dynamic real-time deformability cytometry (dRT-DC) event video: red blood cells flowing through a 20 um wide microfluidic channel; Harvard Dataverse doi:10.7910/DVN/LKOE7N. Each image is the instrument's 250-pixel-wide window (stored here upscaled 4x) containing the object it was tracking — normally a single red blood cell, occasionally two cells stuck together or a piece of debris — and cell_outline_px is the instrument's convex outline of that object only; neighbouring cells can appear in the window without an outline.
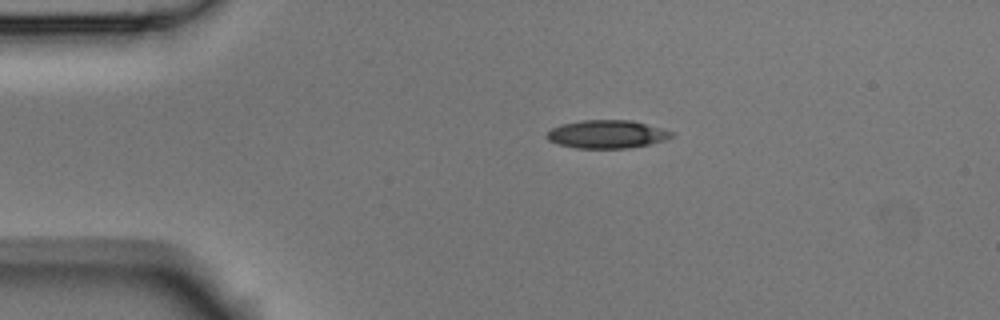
{"species": "Egyptian fruit bat (a non-hibernating species)", "species_latin": "Rousettus aegyptiacus", "temperature_condition": "room temperature", "stored_images_in_passage": 2, "camera_frame_rate_fps": 3000, "um_per_image_px": 0.085, "animal": {"sex": "male"}, "frame": {"image": 1, "passage_image": 1, "time_ms": 0.0, "image_size_px": [1000, 320], "cell_outline_px": [[676, 132], [672, 136], [664, 140], [652, 144], [628, 148], [576, 148], [560, 144], [548, 140], [544, 136], [552, 128], [560, 124], [580, 120], [632, 120]], "centroid_in_image_um": [51.6, 11.4], "position_along_channel_um": 33.4, "area_um2": 20.58}}